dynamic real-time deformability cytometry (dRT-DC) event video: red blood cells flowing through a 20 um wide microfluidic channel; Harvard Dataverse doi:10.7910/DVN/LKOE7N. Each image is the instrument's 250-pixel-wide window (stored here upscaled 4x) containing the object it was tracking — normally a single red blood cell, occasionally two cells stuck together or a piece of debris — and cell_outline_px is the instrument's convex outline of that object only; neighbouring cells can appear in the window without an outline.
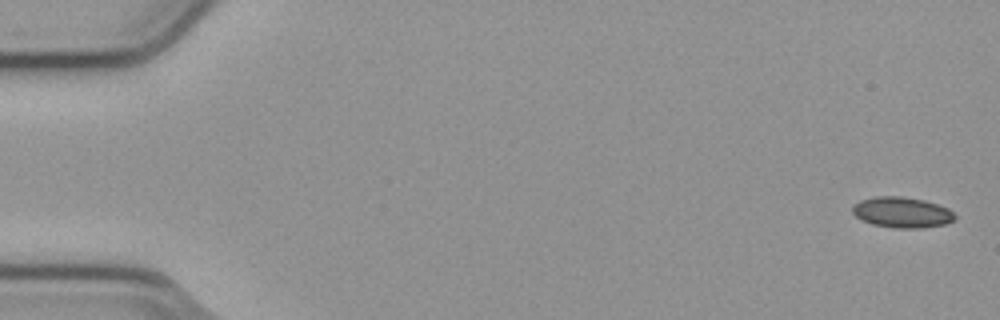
{"species": "common noctule bat (a hibernating species)", "species_latin": "Nyctalus noctula", "temperature_condition": "cold", "stored_images_in_passage": 54, "camera_frame_rate_fps": 3000, "um_per_image_px": 0.085, "animal": {"sex": "male", "body_mass_g": 23.1, "forearm_length_mm": 52.7}, "frame": {"image": 1, "passage_image": 1, "time_ms": 0.0, "image_size_px": [1000, 320], "cell_outline_px": [[956, 220], [944, 224], [920, 228], [892, 228], [872, 224], [860, 220], [852, 212], [852, 204], [860, 200], [876, 196], [900, 196], [924, 200], [948, 208], [956, 216]], "centroid_in_image_um": [76.63, 18.05], "position_along_channel_um": 8.4, "area_um2": 18.44}}
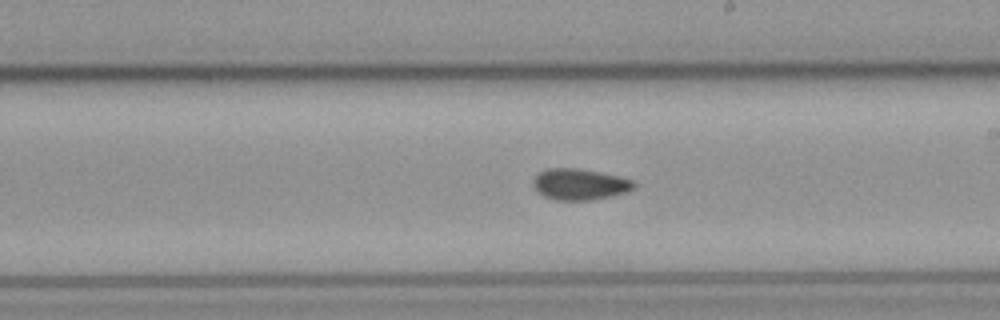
{"frame": {"image": 2, "passage_image": 31, "time_ms": 10.0, "image_size_px": [1000, 320], "cell_outline_px": [[636, 188], [612, 196], [592, 200], [556, 200], [544, 196], [536, 192], [532, 184], [532, 180], [540, 172], [548, 168], [576, 168], [620, 176], [636, 180]], "centroid_in_image_um": [49.29, 15.67], "position_along_channel_um": 239.7, "area_um2": 18.5}}
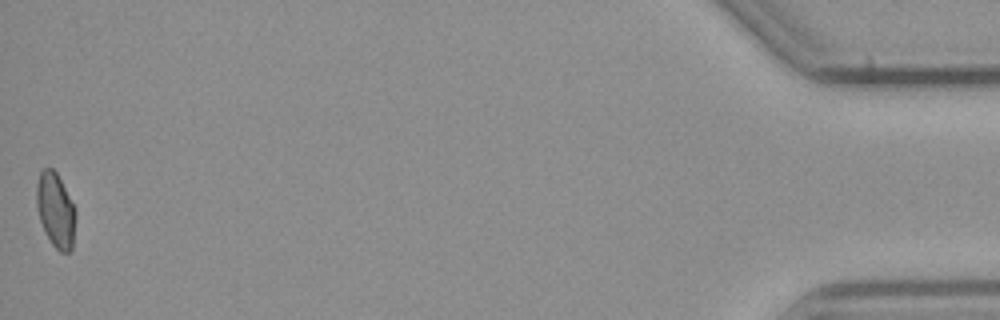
{"frame": {"image": 3, "passage_image": 54, "time_ms": 17.667, "image_size_px": [1000, 320], "cell_outline_px": [[76, 216], [72, 248], [68, 252], [60, 252], [52, 244], [44, 232], [40, 220], [36, 204], [36, 184], [40, 172], [44, 168], [52, 168], [56, 172], [76, 208]], "centroid_in_image_um": [4.73, 17.86], "position_along_channel_um": 430.5, "area_um2": 17.11}, "authors_computed_cell_mechanics": {"area_um2": 17.9758, "velocity_mm_per_s": 3.8065, "shape_relaxation_time_tau1_ms": null, "shape_relaxation_time_tau2_ms": 5.9155, "deformation_change_tau1": null, "deformation_change_tau2": 0.0994}}